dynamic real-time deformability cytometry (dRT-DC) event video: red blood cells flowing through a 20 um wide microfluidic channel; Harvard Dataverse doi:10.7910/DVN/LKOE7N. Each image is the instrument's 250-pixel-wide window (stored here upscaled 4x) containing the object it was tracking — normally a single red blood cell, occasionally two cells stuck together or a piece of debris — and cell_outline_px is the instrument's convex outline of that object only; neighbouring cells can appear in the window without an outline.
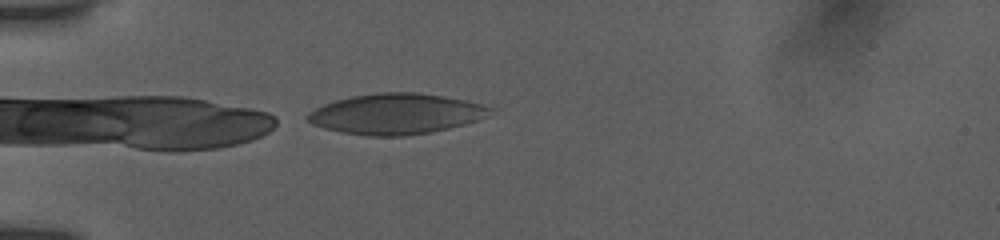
{"species": "human", "species_latin": "Homo sapiens", "temperature_condition": "room temperature", "stored_images_in_passage": 17, "camera_frame_rate_fps": 3000, "um_per_image_px": 0.085, "donor": {"sex": "female"}, "frame": {"image": 1, "passage_image": 1, "time_ms": 0.0, "image_size_px": [1000, 240], "cell_outline_px": [[500, 108], [476, 120], [464, 124], [432, 132], [404, 136], [368, 136], [340, 132], [324, 128], [312, 124], [304, 116], [308, 112], [324, 104], [336, 100], [352, 96], [376, 92], [420, 92], [444, 96], [464, 100]], "centroid_in_image_um": [33.67, 9.67], "position_along_channel_um": 51.3, "area_um2": 43.41}}
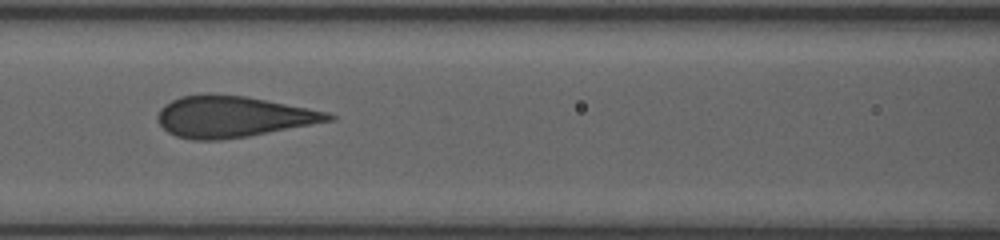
{"frame": {"image": 2, "passage_image": 10, "time_ms": 3.0, "image_size_px": [1000, 240], "cell_outline_px": [[336, 120], [248, 136], [220, 140], [192, 140], [176, 136], [168, 132], [156, 120], [156, 116], [160, 108], [164, 104], [180, 96], [204, 92], [212, 92], [244, 96], [308, 108], [328, 112], [336, 116]], "centroid_in_image_um": [19.75, 9.9], "position_along_channel_um": 146.8, "area_um2": 41.38}}
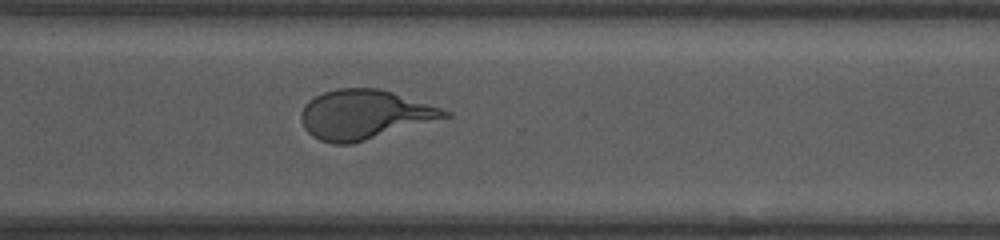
{"frame": {"image": 3, "passage_image": 17, "time_ms": 8.0, "image_size_px": [1000, 240], "cell_outline_px": [[452, 116], [352, 144], [332, 144], [320, 140], [312, 136], [304, 128], [300, 120], [300, 112], [316, 96], [324, 92], [336, 88], [380, 88], [452, 112]], "centroid_in_image_um": [30.96, 9.75], "position_along_channel_um": 339.6, "area_um2": 40.98}}